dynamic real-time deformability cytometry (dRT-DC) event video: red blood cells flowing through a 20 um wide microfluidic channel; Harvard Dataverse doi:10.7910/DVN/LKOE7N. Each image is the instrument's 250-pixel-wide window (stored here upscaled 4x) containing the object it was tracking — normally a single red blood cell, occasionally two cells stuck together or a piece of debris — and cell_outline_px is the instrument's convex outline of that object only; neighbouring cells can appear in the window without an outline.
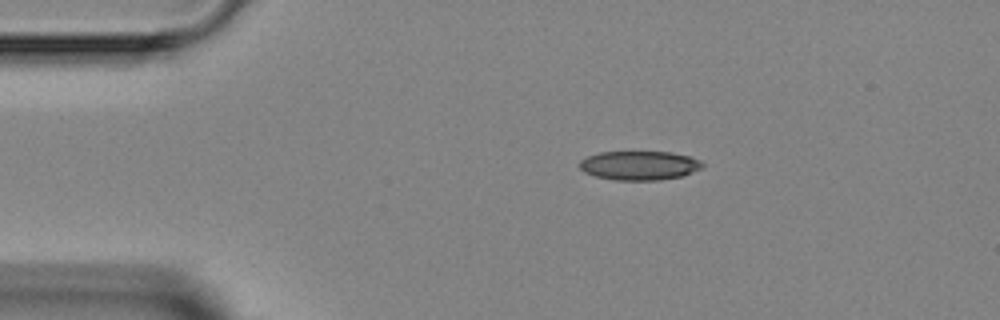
{"species": "Egyptian fruit bat (a non-hibernating species)", "species_latin": "Rousettus aegyptiacus", "temperature_condition": "room temperature", "stored_images_in_passage": 2, "camera_frame_rate_fps": 3000, "um_per_image_px": 0.085, "animal": {"sex": "female"}, "frame": {"image": 1, "passage_image": 1, "time_ms": 0.0, "image_size_px": [1000, 320], "cell_outline_px": [[704, 168], [684, 176], [660, 180], [612, 180], [596, 176], [584, 172], [580, 168], [580, 160], [588, 156], [600, 152], [672, 152], [688, 156], [700, 160], [704, 164]], "centroid_in_image_um": [54.39, 14.07], "position_along_channel_um": 30.6, "area_um2": 20.98}}
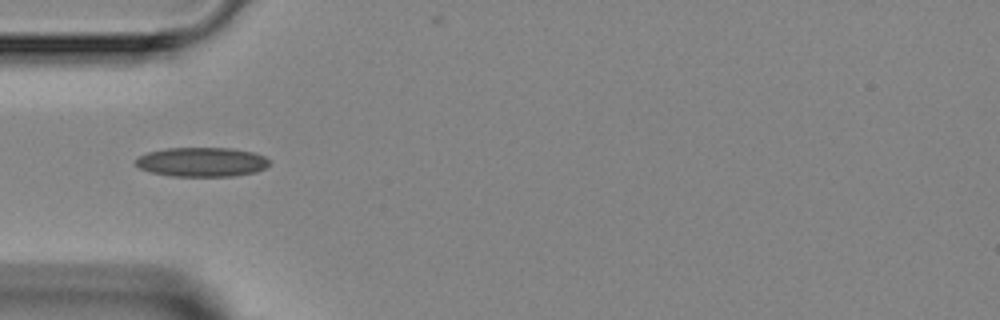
{"frame": {"image": 2, "passage_image": 2, "time_ms": 2.0, "image_size_px": [1000, 320], "cell_outline_px": [[268, 164], [264, 168], [256, 172], [232, 176], [172, 176], [152, 172], [140, 168], [132, 164], [140, 156], [148, 152], [168, 148], [232, 148], [252, 152], [264, 156], [268, 160]], "centroid_in_image_um": [17.13, 13.77], "position_along_channel_um": 67.9, "area_um2": 22.72}}